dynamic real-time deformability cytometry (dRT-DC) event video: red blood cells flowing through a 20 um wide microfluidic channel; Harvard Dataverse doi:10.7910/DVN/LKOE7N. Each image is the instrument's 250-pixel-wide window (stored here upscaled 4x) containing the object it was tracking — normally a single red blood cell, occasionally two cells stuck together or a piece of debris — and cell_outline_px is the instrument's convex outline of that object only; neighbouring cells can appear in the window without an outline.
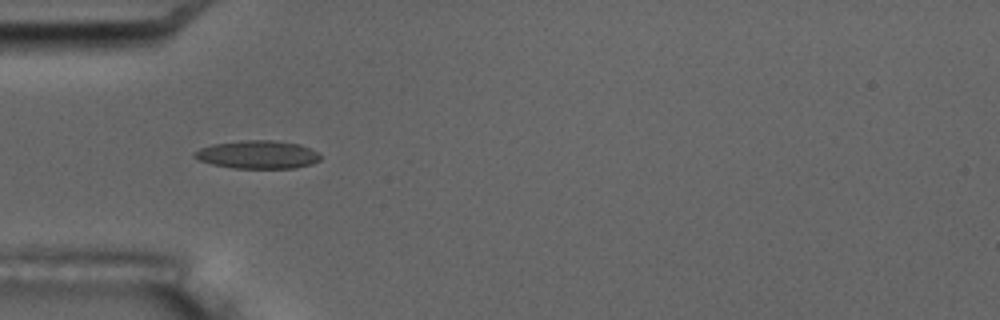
{"species": "common noctule bat (a hibernating species)", "species_latin": "Nyctalus noctula", "temperature_condition": "room temperature", "stored_images_in_passage": 5, "camera_frame_rate_fps": 3000, "um_per_image_px": 0.085, "animal": {"sex": "male", "body_mass_g": 17.5, "forearm_length_mm": 52.3}, "frame": {"image": 1, "passage_image": 2, "time_ms": 1.0, "image_size_px": [1000, 320], "cell_outline_px": [[320, 160], [312, 164], [296, 168], [232, 168], [212, 164], [200, 160], [192, 156], [192, 152], [200, 148], [212, 144], [244, 140], [272, 140], [300, 144], [316, 152], [320, 156]], "centroid_in_image_um": [21.87, 13.14], "position_along_channel_um": 63.1, "area_um2": 20.63}}
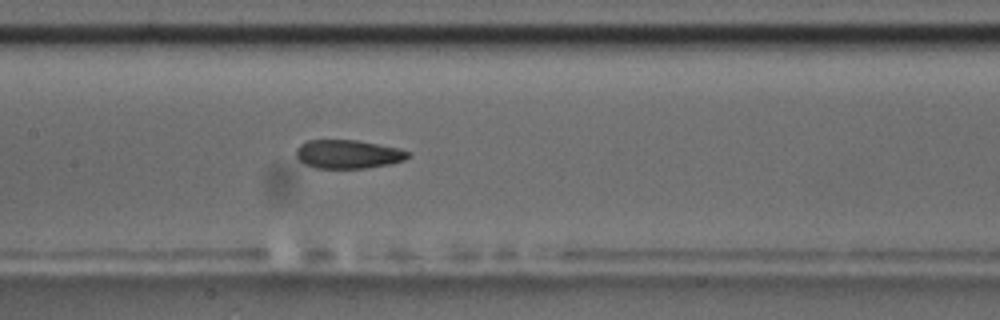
{"frame": {"image": 2, "passage_image": 5, "time_ms": 4.333, "image_size_px": [1000, 320], "cell_outline_px": [[408, 156], [404, 160], [392, 164], [364, 168], [316, 168], [304, 164], [296, 156], [296, 148], [300, 144], [308, 140], [356, 140], [396, 148], [408, 152]], "centroid_in_image_um": [29.53, 13.11], "position_along_channel_um": 177.9, "area_um2": 18.5}}